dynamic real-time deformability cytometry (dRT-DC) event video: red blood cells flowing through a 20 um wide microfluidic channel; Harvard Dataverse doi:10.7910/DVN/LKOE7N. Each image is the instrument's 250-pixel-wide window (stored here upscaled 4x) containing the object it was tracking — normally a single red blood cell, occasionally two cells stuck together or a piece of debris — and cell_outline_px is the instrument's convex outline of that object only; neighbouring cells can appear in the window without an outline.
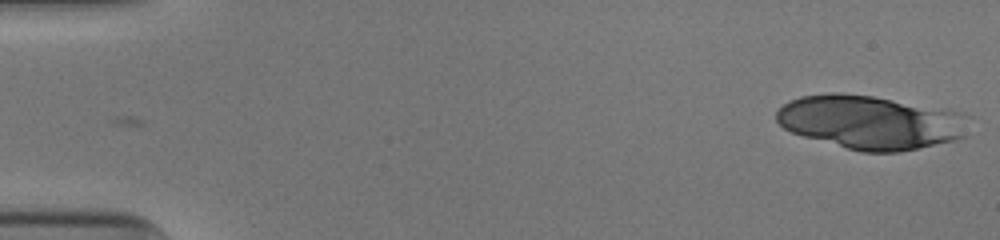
{"species": "human", "species_latin": "Homo sapiens", "temperature_condition": "cold", "stored_images_in_passage": 50, "camera_frame_rate_fps": 3000, "um_per_image_px": 0.085, "donor": {"sex": "male"}, "frame": {"image": 1, "passage_image": 1, "time_ms": 0.0, "image_size_px": [1000, 240], "cell_outline_px": [[968, 136], [952, 140], [900, 152], [860, 152], [804, 136], [792, 132], [784, 128], [776, 120], [776, 112], [788, 100], [800, 96], [828, 92], [840, 92], [872, 96], [960, 112]], "centroid_in_image_um": [73.9, 10.38], "position_along_channel_um": 11.1, "area_um2": 59.59}}
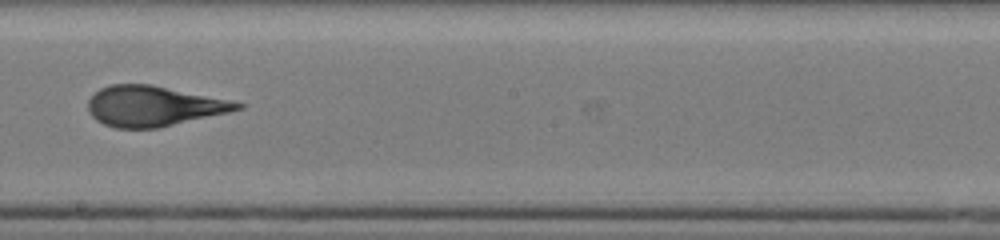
{"frame": {"image": 2, "passage_image": 30, "time_ms": 9.667, "image_size_px": [1000, 240], "cell_outline_px": [[244, 108], [228, 112], [160, 128], [116, 128], [104, 124], [96, 120], [92, 116], [88, 108], [88, 100], [100, 88], [112, 84], [152, 84], [228, 100], [244, 104]], "centroid_in_image_um": [13.02, 9.02], "position_along_channel_um": 235.2, "area_um2": 34.8}}
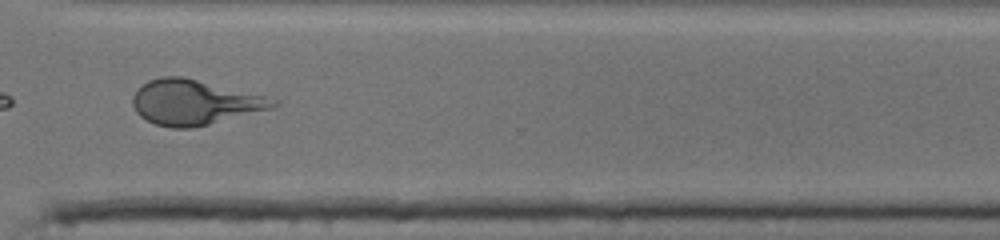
{"frame": {"image": 3, "passage_image": 39, "time_ms": 12.667, "image_size_px": [1000, 240], "cell_outline_px": [[280, 104], [268, 108], [208, 124], [192, 128], [172, 128], [156, 124], [140, 116], [136, 112], [132, 104], [132, 96], [148, 80], [160, 76], [184, 76], [268, 96], [280, 100]], "centroid_in_image_um": [16.51, 8.67], "position_along_channel_um": 354.1, "area_um2": 36.59}, "authors_computed_cell_mechanics": {"area_um2": 39.7375, "velocity_mm_per_s": 3.9547, "shape_relaxation_time_tau1_ms": 6.1033, "shape_relaxation_time_tau2_ms": 1.0524, "deformation_change_tau1": 0.2186, "deformation_change_tau2": 0.0902}}